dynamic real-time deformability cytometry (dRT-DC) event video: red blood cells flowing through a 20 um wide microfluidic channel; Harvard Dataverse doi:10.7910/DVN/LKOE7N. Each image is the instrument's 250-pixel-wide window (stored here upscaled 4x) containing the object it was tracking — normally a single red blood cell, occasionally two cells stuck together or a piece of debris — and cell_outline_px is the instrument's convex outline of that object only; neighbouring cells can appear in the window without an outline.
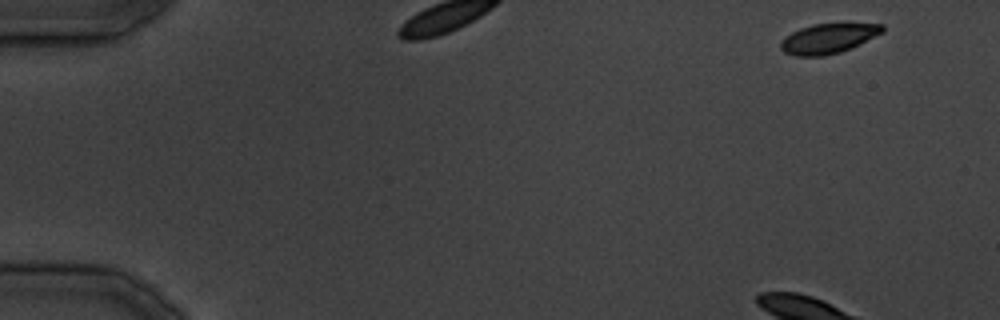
{"species": "common noctule bat (a hibernating species)", "species_latin": "Nyctalus noctula", "temperature_condition": "cold", "stored_images_in_passage": 20, "camera_frame_rate_fps": 3000, "um_per_image_px": 0.085, "animal": {"sex": "male", "body_mass_g": 19.5, "forearm_length_mm": 54.6}, "frame": {"image": 1, "passage_image": 1, "time_ms": 0.0, "image_size_px": [1000, 320], "cell_outline_px": [[884, 32], [860, 44], [840, 52], [824, 56], [796, 56], [784, 52], [780, 48], [780, 44], [792, 32], [800, 28], [812, 24], [844, 20], [848, 20], [884, 24]], "centroid_in_image_um": [70.51, 3.2], "position_along_channel_um": 14.5, "area_um2": 18.55}}
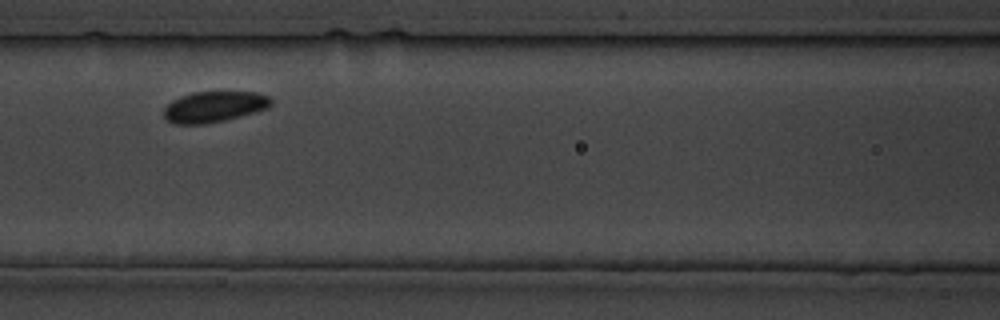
{"frame": {"image": 2, "passage_image": 9, "time_ms": 9.0, "image_size_px": [1000, 320], "cell_outline_px": [[272, 104], [268, 108], [224, 120], [208, 124], [172, 124], [164, 116], [164, 108], [172, 100], [180, 96], [192, 92], [256, 92], [268, 96], [272, 100]], "centroid_in_image_um": [18.18, 9.07], "position_along_channel_um": 148.4, "area_um2": 19.25}}